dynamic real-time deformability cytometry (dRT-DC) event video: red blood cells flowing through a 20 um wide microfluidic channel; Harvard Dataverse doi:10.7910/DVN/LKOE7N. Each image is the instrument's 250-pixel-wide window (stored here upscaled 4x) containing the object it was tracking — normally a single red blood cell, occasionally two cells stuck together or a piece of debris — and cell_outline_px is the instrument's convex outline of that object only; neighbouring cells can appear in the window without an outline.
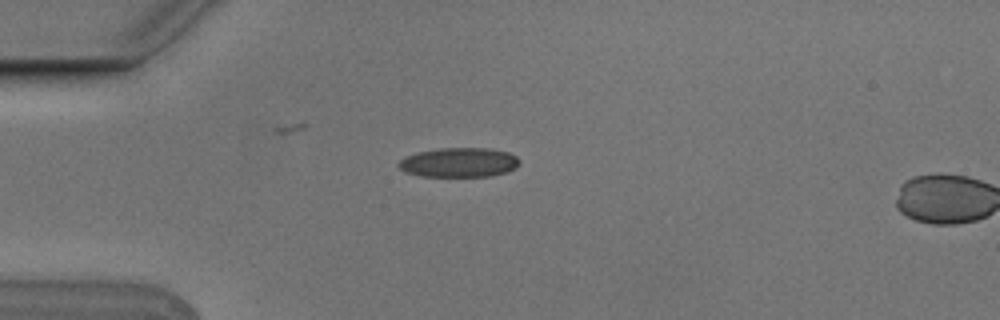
{"species": "Egyptian fruit bat (a non-hibernating species)", "species_latin": "Rousettus aegyptiacus", "temperature_condition": "cold", "stored_images_in_passage": 4, "camera_frame_rate_fps": 3000, "um_per_image_px": 0.085, "animal": {"sex": "male"}, "frame": {"image": 1, "passage_image": 3, "time_ms": 0.667, "image_size_px": [1000, 320], "cell_outline_px": [[520, 164], [516, 168], [508, 172], [492, 176], [420, 176], [404, 172], [396, 164], [404, 156], [420, 152], [440, 148], [488, 148], [508, 152], [516, 156], [520, 160]], "centroid_in_image_um": [39.03, 13.81], "position_along_channel_um": 46.0, "area_um2": 20.92}}